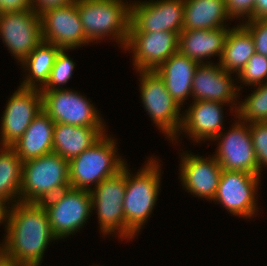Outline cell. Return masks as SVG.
Listing matches in <instances>:
<instances>
[{
	"label": "cell",
	"instance_id": "cell-1",
	"mask_svg": "<svg viewBox=\"0 0 267 266\" xmlns=\"http://www.w3.org/2000/svg\"><path fill=\"white\" fill-rule=\"evenodd\" d=\"M3 260L15 266L42 263L50 241L56 240L41 203L17 202L6 209Z\"/></svg>",
	"mask_w": 267,
	"mask_h": 266
},
{
	"label": "cell",
	"instance_id": "cell-2",
	"mask_svg": "<svg viewBox=\"0 0 267 266\" xmlns=\"http://www.w3.org/2000/svg\"><path fill=\"white\" fill-rule=\"evenodd\" d=\"M155 158L148 160L136 175L126 166V192L123 201L125 215V234L131 239L136 237L152 213L158 198L161 169ZM138 232V233H137Z\"/></svg>",
	"mask_w": 267,
	"mask_h": 266
},
{
	"label": "cell",
	"instance_id": "cell-3",
	"mask_svg": "<svg viewBox=\"0 0 267 266\" xmlns=\"http://www.w3.org/2000/svg\"><path fill=\"white\" fill-rule=\"evenodd\" d=\"M124 0H75L89 42L112 36L125 48L131 20V3Z\"/></svg>",
	"mask_w": 267,
	"mask_h": 266
},
{
	"label": "cell",
	"instance_id": "cell-4",
	"mask_svg": "<svg viewBox=\"0 0 267 266\" xmlns=\"http://www.w3.org/2000/svg\"><path fill=\"white\" fill-rule=\"evenodd\" d=\"M70 188L69 161L50 153L23 162L20 202L41 203Z\"/></svg>",
	"mask_w": 267,
	"mask_h": 266
},
{
	"label": "cell",
	"instance_id": "cell-5",
	"mask_svg": "<svg viewBox=\"0 0 267 266\" xmlns=\"http://www.w3.org/2000/svg\"><path fill=\"white\" fill-rule=\"evenodd\" d=\"M116 144L104 134L92 147L69 160L70 188L91 191V186L121 171L126 162L116 155Z\"/></svg>",
	"mask_w": 267,
	"mask_h": 266
},
{
	"label": "cell",
	"instance_id": "cell-6",
	"mask_svg": "<svg viewBox=\"0 0 267 266\" xmlns=\"http://www.w3.org/2000/svg\"><path fill=\"white\" fill-rule=\"evenodd\" d=\"M142 103L159 130L172 141L180 135L181 106L172 98L163 79L155 71H138Z\"/></svg>",
	"mask_w": 267,
	"mask_h": 266
},
{
	"label": "cell",
	"instance_id": "cell-7",
	"mask_svg": "<svg viewBox=\"0 0 267 266\" xmlns=\"http://www.w3.org/2000/svg\"><path fill=\"white\" fill-rule=\"evenodd\" d=\"M54 236L64 239L82 229L92 212L88 190L68 188L41 202Z\"/></svg>",
	"mask_w": 267,
	"mask_h": 266
},
{
	"label": "cell",
	"instance_id": "cell-8",
	"mask_svg": "<svg viewBox=\"0 0 267 266\" xmlns=\"http://www.w3.org/2000/svg\"><path fill=\"white\" fill-rule=\"evenodd\" d=\"M126 165L116 175L102 180L91 189L90 193L92 210L97 208L101 232L104 235H109L116 231L122 239L130 240L125 234V215L123 212L126 192Z\"/></svg>",
	"mask_w": 267,
	"mask_h": 266
},
{
	"label": "cell",
	"instance_id": "cell-9",
	"mask_svg": "<svg viewBox=\"0 0 267 266\" xmlns=\"http://www.w3.org/2000/svg\"><path fill=\"white\" fill-rule=\"evenodd\" d=\"M42 109L54 121L73 126H105L95 106L82 94L65 88L41 91Z\"/></svg>",
	"mask_w": 267,
	"mask_h": 266
},
{
	"label": "cell",
	"instance_id": "cell-10",
	"mask_svg": "<svg viewBox=\"0 0 267 266\" xmlns=\"http://www.w3.org/2000/svg\"><path fill=\"white\" fill-rule=\"evenodd\" d=\"M259 175L241 171L222 170L213 201L220 203L228 212L240 218L254 216L257 209L256 195Z\"/></svg>",
	"mask_w": 267,
	"mask_h": 266
},
{
	"label": "cell",
	"instance_id": "cell-11",
	"mask_svg": "<svg viewBox=\"0 0 267 266\" xmlns=\"http://www.w3.org/2000/svg\"><path fill=\"white\" fill-rule=\"evenodd\" d=\"M183 18L184 0L134 1L129 32L171 31L179 35Z\"/></svg>",
	"mask_w": 267,
	"mask_h": 266
},
{
	"label": "cell",
	"instance_id": "cell-12",
	"mask_svg": "<svg viewBox=\"0 0 267 266\" xmlns=\"http://www.w3.org/2000/svg\"><path fill=\"white\" fill-rule=\"evenodd\" d=\"M0 35L9 52L22 62L43 41L39 14L33 9L0 13Z\"/></svg>",
	"mask_w": 267,
	"mask_h": 266
},
{
	"label": "cell",
	"instance_id": "cell-13",
	"mask_svg": "<svg viewBox=\"0 0 267 266\" xmlns=\"http://www.w3.org/2000/svg\"><path fill=\"white\" fill-rule=\"evenodd\" d=\"M42 39L61 49H76L89 44L75 2L39 14Z\"/></svg>",
	"mask_w": 267,
	"mask_h": 266
},
{
	"label": "cell",
	"instance_id": "cell-14",
	"mask_svg": "<svg viewBox=\"0 0 267 266\" xmlns=\"http://www.w3.org/2000/svg\"><path fill=\"white\" fill-rule=\"evenodd\" d=\"M179 35L171 31L129 32L126 50L133 51L137 71H155L178 52Z\"/></svg>",
	"mask_w": 267,
	"mask_h": 266
},
{
	"label": "cell",
	"instance_id": "cell-15",
	"mask_svg": "<svg viewBox=\"0 0 267 266\" xmlns=\"http://www.w3.org/2000/svg\"><path fill=\"white\" fill-rule=\"evenodd\" d=\"M228 133L221 132L214 140H221L216 158L223 170L241 171L258 175V166L249 123L239 119L235 121ZM223 136V137H222Z\"/></svg>",
	"mask_w": 267,
	"mask_h": 266
},
{
	"label": "cell",
	"instance_id": "cell-16",
	"mask_svg": "<svg viewBox=\"0 0 267 266\" xmlns=\"http://www.w3.org/2000/svg\"><path fill=\"white\" fill-rule=\"evenodd\" d=\"M40 89L19 87L8 99L1 121V146H11L42 111Z\"/></svg>",
	"mask_w": 267,
	"mask_h": 266
},
{
	"label": "cell",
	"instance_id": "cell-17",
	"mask_svg": "<svg viewBox=\"0 0 267 266\" xmlns=\"http://www.w3.org/2000/svg\"><path fill=\"white\" fill-rule=\"evenodd\" d=\"M217 64L206 62L198 65L192 81L193 100L231 103L236 113L238 107L236 101L240 88L234 86L236 84L232 80V73L223 69L219 63Z\"/></svg>",
	"mask_w": 267,
	"mask_h": 266
},
{
	"label": "cell",
	"instance_id": "cell-18",
	"mask_svg": "<svg viewBox=\"0 0 267 266\" xmlns=\"http://www.w3.org/2000/svg\"><path fill=\"white\" fill-rule=\"evenodd\" d=\"M180 163V180L184 188L198 198L213 200L222 168L216 158H202L192 153H182Z\"/></svg>",
	"mask_w": 267,
	"mask_h": 266
},
{
	"label": "cell",
	"instance_id": "cell-19",
	"mask_svg": "<svg viewBox=\"0 0 267 266\" xmlns=\"http://www.w3.org/2000/svg\"><path fill=\"white\" fill-rule=\"evenodd\" d=\"M223 105L218 101H194L183 114L180 132L198 143L214 140L223 129Z\"/></svg>",
	"mask_w": 267,
	"mask_h": 266
},
{
	"label": "cell",
	"instance_id": "cell-20",
	"mask_svg": "<svg viewBox=\"0 0 267 266\" xmlns=\"http://www.w3.org/2000/svg\"><path fill=\"white\" fill-rule=\"evenodd\" d=\"M229 30L227 27L182 30L179 34L178 51L199 64H205L204 59L214 55L221 59Z\"/></svg>",
	"mask_w": 267,
	"mask_h": 266
},
{
	"label": "cell",
	"instance_id": "cell-21",
	"mask_svg": "<svg viewBox=\"0 0 267 266\" xmlns=\"http://www.w3.org/2000/svg\"><path fill=\"white\" fill-rule=\"evenodd\" d=\"M54 121L42 110L10 147L22 162L53 152Z\"/></svg>",
	"mask_w": 267,
	"mask_h": 266
},
{
	"label": "cell",
	"instance_id": "cell-22",
	"mask_svg": "<svg viewBox=\"0 0 267 266\" xmlns=\"http://www.w3.org/2000/svg\"><path fill=\"white\" fill-rule=\"evenodd\" d=\"M104 131L105 126L83 127L55 123L53 153L69 161L98 142L106 134Z\"/></svg>",
	"mask_w": 267,
	"mask_h": 266
},
{
	"label": "cell",
	"instance_id": "cell-23",
	"mask_svg": "<svg viewBox=\"0 0 267 266\" xmlns=\"http://www.w3.org/2000/svg\"><path fill=\"white\" fill-rule=\"evenodd\" d=\"M198 65L195 60L178 51L155 70L163 79L172 98L181 107L186 98L192 95V81Z\"/></svg>",
	"mask_w": 267,
	"mask_h": 266
},
{
	"label": "cell",
	"instance_id": "cell-24",
	"mask_svg": "<svg viewBox=\"0 0 267 266\" xmlns=\"http://www.w3.org/2000/svg\"><path fill=\"white\" fill-rule=\"evenodd\" d=\"M226 0H184L183 30H208L228 27Z\"/></svg>",
	"mask_w": 267,
	"mask_h": 266
},
{
	"label": "cell",
	"instance_id": "cell-25",
	"mask_svg": "<svg viewBox=\"0 0 267 266\" xmlns=\"http://www.w3.org/2000/svg\"><path fill=\"white\" fill-rule=\"evenodd\" d=\"M254 53L253 38L240 24L229 30L219 64L227 72H235L238 75Z\"/></svg>",
	"mask_w": 267,
	"mask_h": 266
},
{
	"label": "cell",
	"instance_id": "cell-26",
	"mask_svg": "<svg viewBox=\"0 0 267 266\" xmlns=\"http://www.w3.org/2000/svg\"><path fill=\"white\" fill-rule=\"evenodd\" d=\"M60 47L42 41L20 64L29 72L21 83L22 88L40 89L50 76ZM40 82V83H39ZM38 83V84H37ZM41 85V86H40Z\"/></svg>",
	"mask_w": 267,
	"mask_h": 266
},
{
	"label": "cell",
	"instance_id": "cell-27",
	"mask_svg": "<svg viewBox=\"0 0 267 266\" xmlns=\"http://www.w3.org/2000/svg\"><path fill=\"white\" fill-rule=\"evenodd\" d=\"M23 162L10 146L0 149V201L9 203L20 202V185ZM19 195V196H18ZM18 199H17V198ZM15 199V200H13ZM13 200V201H12ZM8 203V204H6Z\"/></svg>",
	"mask_w": 267,
	"mask_h": 266
},
{
	"label": "cell",
	"instance_id": "cell-28",
	"mask_svg": "<svg viewBox=\"0 0 267 266\" xmlns=\"http://www.w3.org/2000/svg\"><path fill=\"white\" fill-rule=\"evenodd\" d=\"M256 88L238 104L235 116L242 122L250 124L267 121V83L257 85Z\"/></svg>",
	"mask_w": 267,
	"mask_h": 266
},
{
	"label": "cell",
	"instance_id": "cell-29",
	"mask_svg": "<svg viewBox=\"0 0 267 266\" xmlns=\"http://www.w3.org/2000/svg\"><path fill=\"white\" fill-rule=\"evenodd\" d=\"M66 52H68L67 49H61L59 51L51 69L48 81L42 88H40V91L62 89V86L60 85H64L71 78L75 63Z\"/></svg>",
	"mask_w": 267,
	"mask_h": 266
},
{
	"label": "cell",
	"instance_id": "cell-30",
	"mask_svg": "<svg viewBox=\"0 0 267 266\" xmlns=\"http://www.w3.org/2000/svg\"><path fill=\"white\" fill-rule=\"evenodd\" d=\"M237 76L245 86L267 83V57L254 53Z\"/></svg>",
	"mask_w": 267,
	"mask_h": 266
},
{
	"label": "cell",
	"instance_id": "cell-31",
	"mask_svg": "<svg viewBox=\"0 0 267 266\" xmlns=\"http://www.w3.org/2000/svg\"><path fill=\"white\" fill-rule=\"evenodd\" d=\"M252 144L255 150L258 175H261L263 166L267 167V121L249 124Z\"/></svg>",
	"mask_w": 267,
	"mask_h": 266
},
{
	"label": "cell",
	"instance_id": "cell-32",
	"mask_svg": "<svg viewBox=\"0 0 267 266\" xmlns=\"http://www.w3.org/2000/svg\"><path fill=\"white\" fill-rule=\"evenodd\" d=\"M241 23L251 34L255 53L267 57V19L242 20Z\"/></svg>",
	"mask_w": 267,
	"mask_h": 266
},
{
	"label": "cell",
	"instance_id": "cell-33",
	"mask_svg": "<svg viewBox=\"0 0 267 266\" xmlns=\"http://www.w3.org/2000/svg\"><path fill=\"white\" fill-rule=\"evenodd\" d=\"M255 0H226V8L232 19L245 18L251 20L254 13Z\"/></svg>",
	"mask_w": 267,
	"mask_h": 266
},
{
	"label": "cell",
	"instance_id": "cell-34",
	"mask_svg": "<svg viewBox=\"0 0 267 266\" xmlns=\"http://www.w3.org/2000/svg\"><path fill=\"white\" fill-rule=\"evenodd\" d=\"M31 8L38 14L57 7L67 6L75 0H30Z\"/></svg>",
	"mask_w": 267,
	"mask_h": 266
},
{
	"label": "cell",
	"instance_id": "cell-35",
	"mask_svg": "<svg viewBox=\"0 0 267 266\" xmlns=\"http://www.w3.org/2000/svg\"><path fill=\"white\" fill-rule=\"evenodd\" d=\"M31 8L30 0H0V13L22 12Z\"/></svg>",
	"mask_w": 267,
	"mask_h": 266
},
{
	"label": "cell",
	"instance_id": "cell-36",
	"mask_svg": "<svg viewBox=\"0 0 267 266\" xmlns=\"http://www.w3.org/2000/svg\"><path fill=\"white\" fill-rule=\"evenodd\" d=\"M251 19H267V0H255L254 13Z\"/></svg>",
	"mask_w": 267,
	"mask_h": 266
},
{
	"label": "cell",
	"instance_id": "cell-37",
	"mask_svg": "<svg viewBox=\"0 0 267 266\" xmlns=\"http://www.w3.org/2000/svg\"><path fill=\"white\" fill-rule=\"evenodd\" d=\"M7 206L0 201V223L5 222Z\"/></svg>",
	"mask_w": 267,
	"mask_h": 266
},
{
	"label": "cell",
	"instance_id": "cell-38",
	"mask_svg": "<svg viewBox=\"0 0 267 266\" xmlns=\"http://www.w3.org/2000/svg\"><path fill=\"white\" fill-rule=\"evenodd\" d=\"M0 266H15V265L13 263L3 260L0 262Z\"/></svg>",
	"mask_w": 267,
	"mask_h": 266
},
{
	"label": "cell",
	"instance_id": "cell-39",
	"mask_svg": "<svg viewBox=\"0 0 267 266\" xmlns=\"http://www.w3.org/2000/svg\"><path fill=\"white\" fill-rule=\"evenodd\" d=\"M3 261V244H0V262Z\"/></svg>",
	"mask_w": 267,
	"mask_h": 266
},
{
	"label": "cell",
	"instance_id": "cell-40",
	"mask_svg": "<svg viewBox=\"0 0 267 266\" xmlns=\"http://www.w3.org/2000/svg\"><path fill=\"white\" fill-rule=\"evenodd\" d=\"M40 265H41V263H35V264H31L29 266H40Z\"/></svg>",
	"mask_w": 267,
	"mask_h": 266
}]
</instances>
